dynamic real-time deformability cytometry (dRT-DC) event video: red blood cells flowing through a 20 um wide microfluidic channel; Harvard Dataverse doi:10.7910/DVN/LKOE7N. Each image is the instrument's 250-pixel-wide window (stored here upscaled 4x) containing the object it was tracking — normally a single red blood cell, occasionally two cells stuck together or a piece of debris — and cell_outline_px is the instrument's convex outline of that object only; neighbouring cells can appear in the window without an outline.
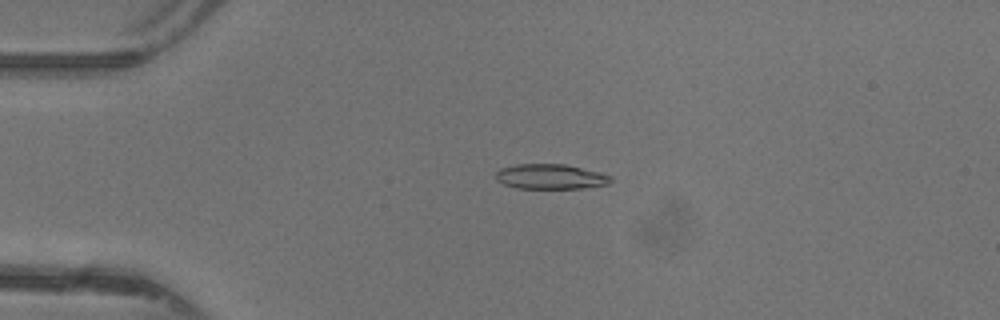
{"species": "common noctule bat (a hibernating species)", "species_latin": "Nyctalus noctula", "temperature_condition": "warm", "stored_images_in_passage": 37, "camera_frame_rate_fps": 3000, "um_per_image_px": 0.085, "animal": {"sex": "female"}, "frame": {"image": 1, "passage_image": 1, "time_ms": 0.0, "image_size_px": [1000, 320], "cell_outline_px": [[612, 180], [608, 184], [584, 188], [516, 188], [504, 184], [496, 180], [496, 172], [500, 168], [516, 164], [564, 164], [600, 172], [612, 176]], "centroid_in_image_um": [46.79, 15.01], "position_along_channel_um": 38.2, "area_um2": 16.76}}
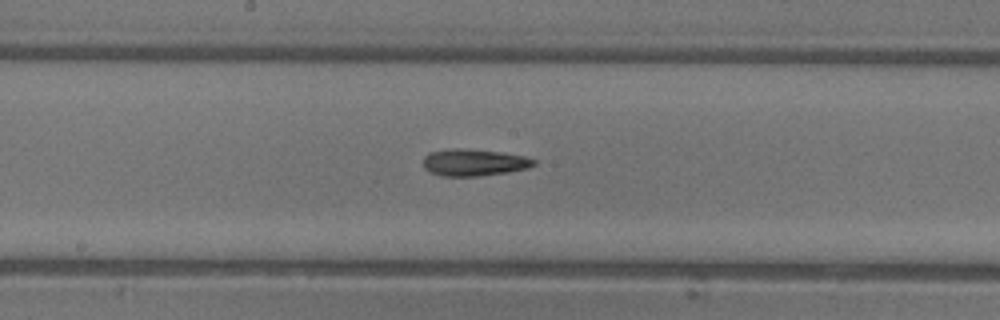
{"frame": {"image": 2, "passage_image": 15, "time_ms": 4.667, "image_size_px": [1000, 320], "cell_outline_px": [[536, 164], [528, 168], [508, 172], [480, 176], [440, 176], [424, 168], [424, 156], [428, 152], [452, 148], [460, 148], [500, 152], [524, 156], [536, 160]], "centroid_in_image_um": [40.28, 13.81], "position_along_channel_um": 207.9, "area_um2": 17.34}}
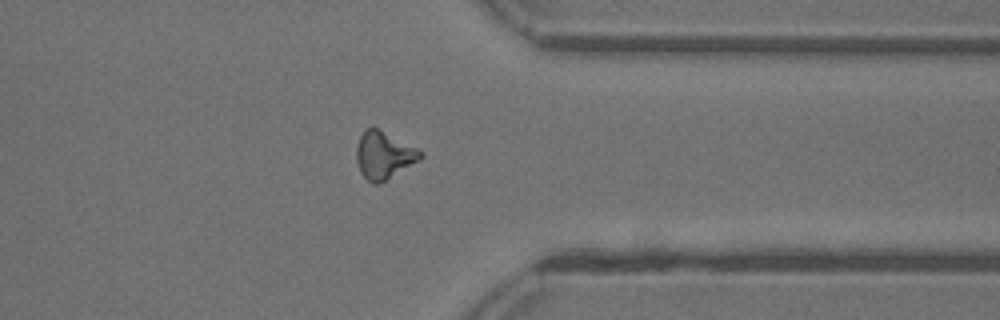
{"frame": {"image": 3, "passage_image": 27, "time_ms": 8.667, "image_size_px": [1000, 320], "cell_outline_px": [[424, 156], [420, 160], [384, 180], [376, 184], [372, 184], [360, 172], [356, 160], [356, 148], [360, 136], [364, 128], [376, 128], [416, 148]], "centroid_in_image_um": [32.58, 13.19], "position_along_channel_um": 378.8, "area_um2": 17.17}, "authors_computed_cell_mechanics": {"area_um2": 16.6464, "velocity_mm_per_s": 4.4266, "shape_relaxation_time_tau1_ms": 5.7348, "shape_relaxation_time_tau2_ms": 5.8504, "deformation_change_tau1": 0.1861, "deformation_change_tau2": 0.1949}}